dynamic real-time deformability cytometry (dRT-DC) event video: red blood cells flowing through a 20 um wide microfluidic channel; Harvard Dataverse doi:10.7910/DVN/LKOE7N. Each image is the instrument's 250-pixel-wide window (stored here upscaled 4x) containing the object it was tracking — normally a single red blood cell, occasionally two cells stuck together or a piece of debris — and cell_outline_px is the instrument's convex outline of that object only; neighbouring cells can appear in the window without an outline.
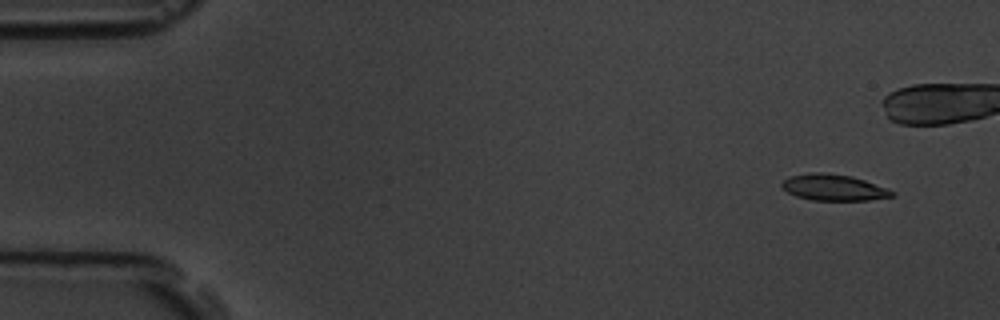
{"species": "common noctule bat (a hibernating species)", "species_latin": "Nyctalus noctula", "temperature_condition": "room temperature", "stored_images_in_passage": 5, "camera_frame_rate_fps": 3000, "um_per_image_px": 0.085, "animal": {"sex": "male", "body_mass_g": 19.5, "forearm_length_mm": 54.6}, "frame": {"image": 1, "passage_image": 2, "time_ms": 1.0, "image_size_px": [1000, 320], "cell_outline_px": [[896, 196], [868, 200], [812, 200], [796, 196], [788, 192], [780, 184], [784, 180], [792, 176], [812, 172], [824, 172], [852, 176], [888, 188], [896, 192]], "centroid_in_image_um": [70.91, 15.94], "position_along_channel_um": 14.1, "area_um2": 16.82}}